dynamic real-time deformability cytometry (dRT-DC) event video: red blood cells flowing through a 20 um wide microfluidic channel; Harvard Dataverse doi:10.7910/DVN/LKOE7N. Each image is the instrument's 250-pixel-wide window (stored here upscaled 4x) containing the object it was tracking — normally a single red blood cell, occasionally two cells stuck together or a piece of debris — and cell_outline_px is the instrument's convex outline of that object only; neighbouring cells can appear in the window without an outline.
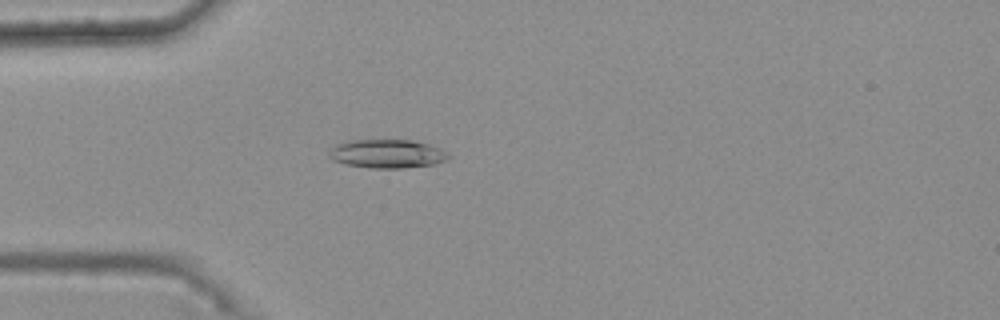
{"species": "common noctule bat (a hibernating species)", "species_latin": "Nyctalus noctula", "temperature_condition": "warm", "stored_images_in_passage": 48, "camera_frame_rate_fps": 3000, "um_per_image_px": 0.085, "animal": {"sex": "female", "body_mass_g": 25.1}, "frame": {"image": 1, "passage_image": 16, "time_ms": 5.0, "image_size_px": [1000, 320], "cell_outline_px": [[452, 156], [448, 160], [432, 164], [404, 168], [368, 168], [344, 164], [332, 160], [328, 156], [332, 148], [336, 144], [352, 140], [412, 140], [428, 144], [440, 148]], "centroid_in_image_um": [32.91, 13.07], "position_along_channel_um": 52.1, "area_um2": 20.0}}
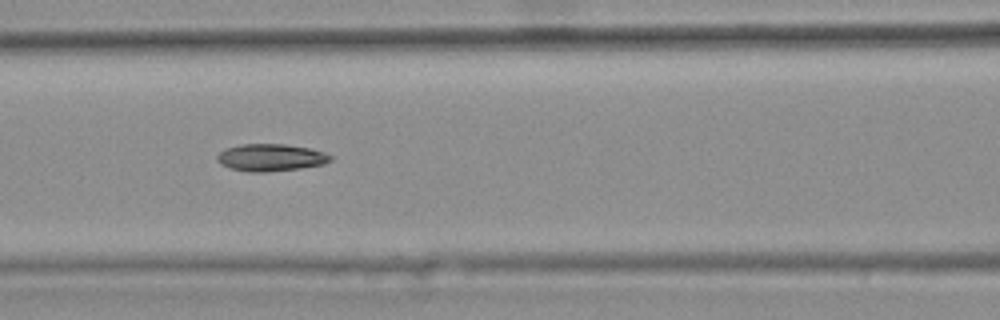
{"frame": {"image": 2, "passage_image": 24, "time_ms": 7.667, "image_size_px": [1000, 320], "cell_outline_px": [[332, 160], [324, 164], [300, 168], [264, 172], [248, 172], [228, 168], [220, 164], [216, 160], [216, 156], [224, 148], [240, 144], [284, 144], [312, 148], [324, 152], [332, 156]], "centroid_in_image_um": [22.99, 13.38], "position_along_channel_um": 143.6, "area_um2": 18.21}}
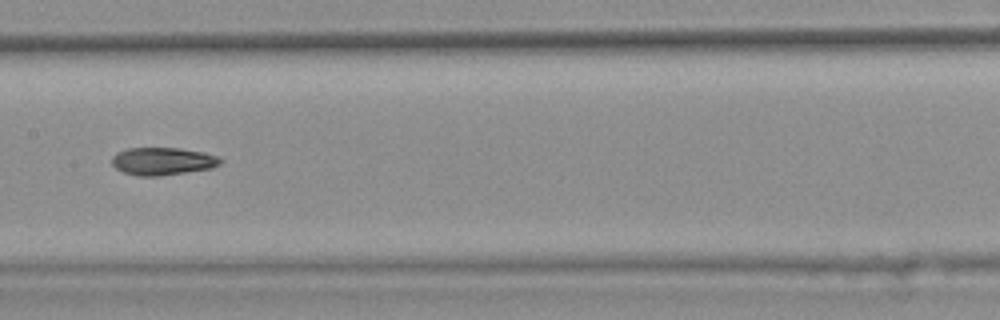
{"frame": {"image": 3, "passage_image": 28, "time_ms": 9.0, "image_size_px": [1000, 320], "cell_outline_px": [[224, 160], [220, 164], [212, 168], [160, 176], [136, 176], [124, 172], [116, 168], [112, 164], [112, 156], [116, 152], [128, 148], [180, 148], [204, 152], [220, 156]], "centroid_in_image_um": [13.85, 13.7], "position_along_channel_um": 193.5, "area_um2": 17.69}, "authors_computed_cell_mechanics": {"area_um2": 18.1492, "velocity_mm_per_s": 3.7634, "shape_relaxation_time_tau1_ms": 11.3134, "shape_relaxation_time_tau2_ms": 6.3931, "deformation_change_tau1": 0.226, "deformation_change_tau2": 0.1182}}